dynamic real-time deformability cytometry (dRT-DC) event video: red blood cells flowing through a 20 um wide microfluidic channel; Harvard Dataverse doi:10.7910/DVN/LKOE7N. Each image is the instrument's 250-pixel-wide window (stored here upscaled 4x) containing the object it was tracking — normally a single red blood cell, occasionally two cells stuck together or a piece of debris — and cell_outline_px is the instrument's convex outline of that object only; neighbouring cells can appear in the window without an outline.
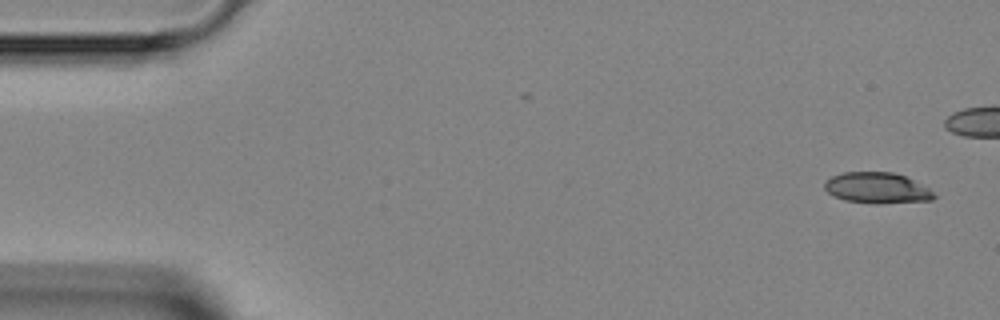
{"species": "Egyptian fruit bat (a non-hibernating species)", "species_latin": "Rousettus aegyptiacus", "temperature_condition": "room temperature", "stored_images_in_passage": 2, "camera_frame_rate_fps": 3000, "um_per_image_px": 0.085, "animal": {"sex": "female"}, "frame": {"image": 1, "passage_image": 2, "time_ms": 1.333, "image_size_px": [1000, 320], "cell_outline_px": [[936, 196], [932, 200], [880, 204], [872, 204], [844, 200], [828, 192], [824, 188], [824, 184], [832, 176], [844, 172], [892, 172], [904, 176], [928, 188]], "centroid_in_image_um": [74.54, 15.99], "position_along_channel_um": 10.5, "area_um2": 19.54}}